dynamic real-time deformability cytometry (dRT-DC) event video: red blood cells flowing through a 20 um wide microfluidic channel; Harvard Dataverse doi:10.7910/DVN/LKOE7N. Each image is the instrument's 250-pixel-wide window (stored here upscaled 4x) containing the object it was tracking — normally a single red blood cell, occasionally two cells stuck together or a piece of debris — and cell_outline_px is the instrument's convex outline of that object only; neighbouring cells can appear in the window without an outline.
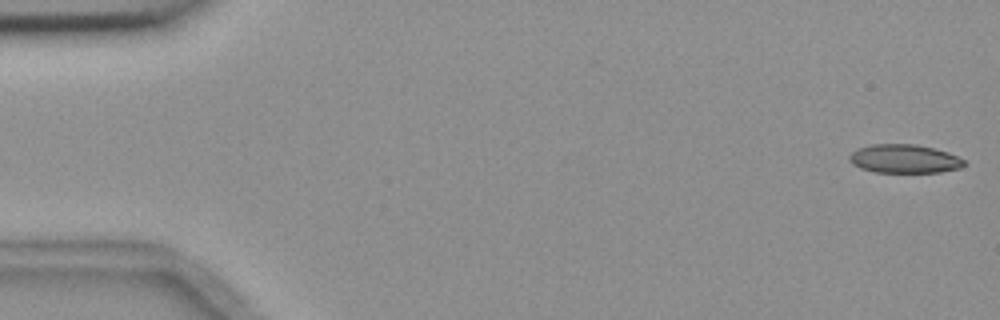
{"species": "common noctule bat (a hibernating species)", "species_latin": "Nyctalus noctula", "temperature_condition": "room temperature", "stored_images_in_passage": 5, "camera_frame_rate_fps": 3000, "um_per_image_px": 0.085, "animal": {"sex": "female", "body_mass_g": 18.4}, "frame": {"image": 1, "passage_image": 1, "time_ms": 0.0, "image_size_px": [1000, 320], "cell_outline_px": [[964, 164], [960, 168], [940, 172], [876, 172], [860, 168], [852, 164], [848, 160], [848, 156], [856, 148], [872, 144], [916, 144], [936, 148], [948, 152], [964, 160]], "centroid_in_image_um": [76.83, 13.49], "position_along_channel_um": 8.2, "area_um2": 19.25}}